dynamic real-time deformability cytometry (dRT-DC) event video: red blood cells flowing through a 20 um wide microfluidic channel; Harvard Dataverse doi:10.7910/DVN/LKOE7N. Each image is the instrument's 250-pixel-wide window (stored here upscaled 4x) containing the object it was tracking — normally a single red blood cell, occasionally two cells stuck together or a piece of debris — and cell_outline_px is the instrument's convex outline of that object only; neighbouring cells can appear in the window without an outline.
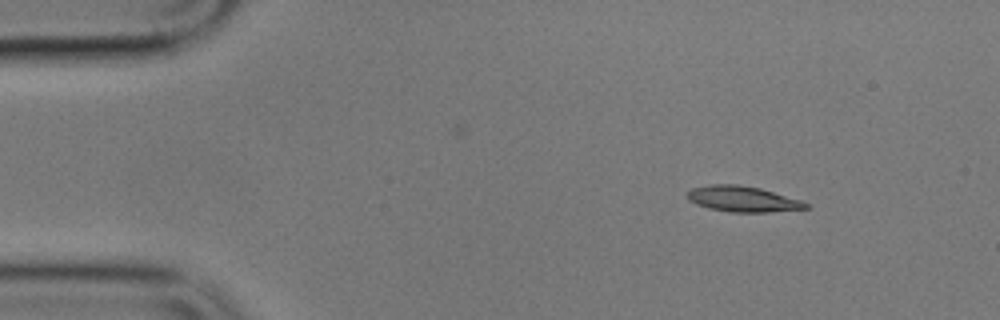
{"species": "common noctule bat (a hibernating species)", "species_latin": "Nyctalus noctula", "temperature_condition": "cold", "stored_images_in_passage": 4, "camera_frame_rate_fps": 3000, "um_per_image_px": 0.085, "animal": {"sex": "male", "body_mass_g": 17.9}, "frame": {"image": 1, "passage_image": 1, "time_ms": 0.0, "image_size_px": [1000, 320], "cell_outline_px": [[808, 208], [768, 212], [728, 212], [708, 208], [696, 204], [688, 200], [688, 192], [692, 188], [712, 184], [736, 184], [760, 188], [800, 200], [808, 204]], "centroid_in_image_um": [63.1, 16.92], "position_along_channel_um": 21.9, "area_um2": 17.57}}